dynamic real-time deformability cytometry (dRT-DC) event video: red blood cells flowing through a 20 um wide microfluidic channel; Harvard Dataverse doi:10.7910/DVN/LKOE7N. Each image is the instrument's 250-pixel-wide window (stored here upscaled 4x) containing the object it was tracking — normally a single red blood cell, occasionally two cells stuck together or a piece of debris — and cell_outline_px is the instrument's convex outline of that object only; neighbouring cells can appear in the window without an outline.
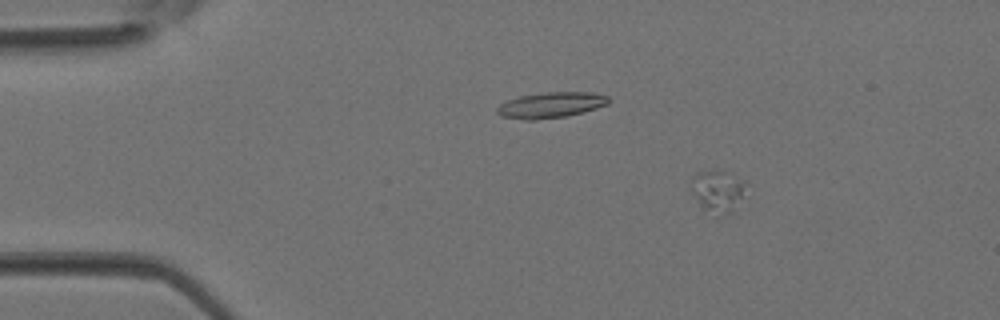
{"species": "Egyptian fruit bat (a non-hibernating species)", "species_latin": "Rousettus aegyptiacus", "temperature_condition": "room temperature", "stored_images_in_passage": 5, "camera_frame_rate_fps": 3000, "um_per_image_px": 0.085, "animal": {"sex": "female"}, "frame": {"image": 1, "passage_image": 2, "time_ms": 0.333, "image_size_px": [1000, 320], "cell_outline_px": [[744, 184], [740, 196], [732, 212], [724, 216], [716, 216], [704, 208], [700, 204], [696, 196], [692, 180], [700, 172], [716, 168], [744, 180]], "centroid_in_image_um": [61.01, 16.24], "position_along_channel_um": 24.0, "area_um2": 12.66}}